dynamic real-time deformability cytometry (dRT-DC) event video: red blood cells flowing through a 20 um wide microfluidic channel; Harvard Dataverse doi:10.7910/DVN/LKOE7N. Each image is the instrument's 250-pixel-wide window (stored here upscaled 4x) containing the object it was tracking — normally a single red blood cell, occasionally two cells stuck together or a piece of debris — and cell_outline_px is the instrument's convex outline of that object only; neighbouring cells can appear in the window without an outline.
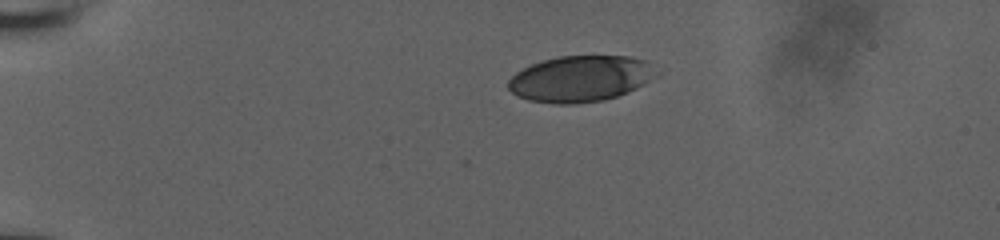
{"species": "human", "species_latin": "Homo sapiens", "temperature_condition": "room temperature", "stored_images_in_passage": 30, "camera_frame_rate_fps": 3000, "um_per_image_px": 0.085, "donor": {"sex": "male"}, "frame": {"image": 1, "passage_image": 1, "time_ms": 0.0, "image_size_px": [1000, 240], "cell_outline_px": [[660, 76], [628, 92], [604, 100], [576, 104], [556, 104], [528, 100], [512, 92], [508, 88], [508, 80], [516, 72], [532, 64], [544, 60], [560, 56], [628, 56], [648, 60], [660, 72]], "centroid_in_image_um": [49.41, 6.69], "position_along_channel_um": 35.6, "area_um2": 40.11}}
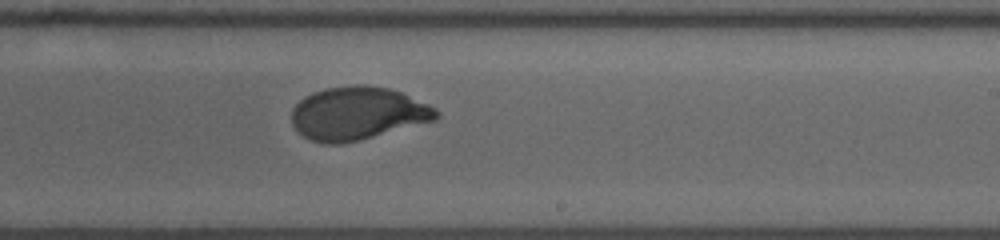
{"frame": {"image": 2, "passage_image": 17, "time_ms": 5.333, "image_size_px": [1000, 240], "cell_outline_px": [[440, 116], [436, 120], [360, 140], [340, 144], [324, 144], [312, 140], [304, 136], [292, 124], [292, 108], [304, 96], [312, 92], [324, 88], [352, 84], [364, 84], [388, 88], [400, 92], [428, 104], [436, 108], [440, 112]], "centroid_in_image_um": [30.4, 9.63], "position_along_channel_um": 258.6, "area_um2": 44.91}}
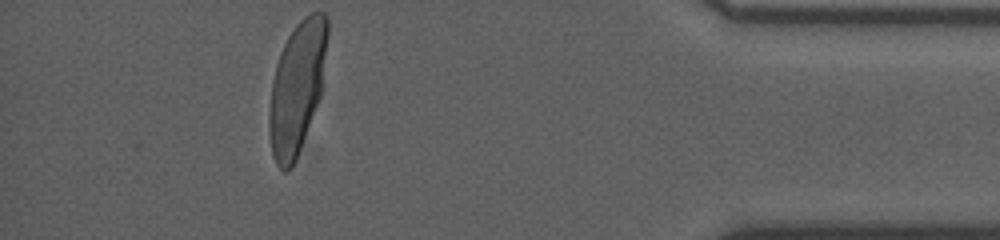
{"frame": {"image": 3, "passage_image": 30, "time_ms": 9.667, "image_size_px": [1000, 240], "cell_outline_px": [[328, 36], [320, 96], [296, 160], [284, 172], [276, 164], [272, 152], [268, 128], [268, 116], [272, 84], [276, 64], [280, 52], [288, 36], [296, 24], [304, 16], [312, 12], [324, 12], [328, 16]], "centroid_in_image_um": [25.24, 7.39], "position_along_channel_um": 410.0, "area_um2": 44.33}, "authors_computed_cell_mechanics": {"area_um2": 44.506, "velocity_mm_per_s": 3.9033, "shape_relaxation_time_tau1_ms": 3.9362, "shape_relaxation_time_tau2_ms": null, "deformation_change_tau1": 0.2007, "deformation_change_tau2": null}}